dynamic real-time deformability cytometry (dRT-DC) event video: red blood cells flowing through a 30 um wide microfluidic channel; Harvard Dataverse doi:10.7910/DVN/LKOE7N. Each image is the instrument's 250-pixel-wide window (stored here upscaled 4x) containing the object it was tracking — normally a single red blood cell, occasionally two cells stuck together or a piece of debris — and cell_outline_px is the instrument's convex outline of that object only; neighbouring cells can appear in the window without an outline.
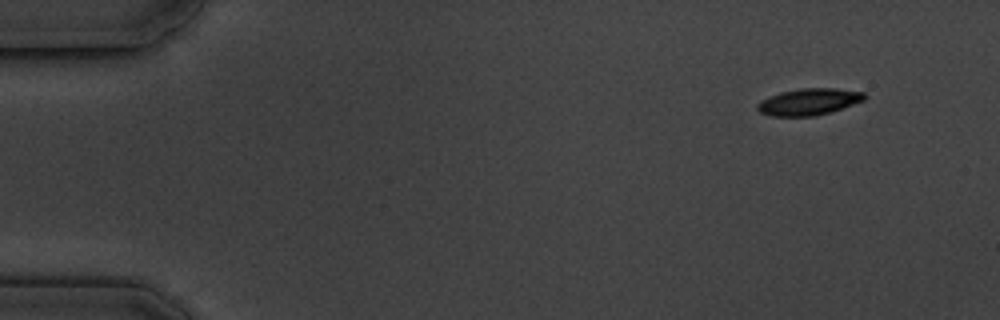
{"species": "common noctule bat (a hibernating species)", "species_latin": "Nyctalus noctula", "temperature_condition": "cold", "stored_images_in_passage": 8, "camera_frame_rate_fps": 3000, "um_per_image_px": 0.085, "animal": {"sex": "male", "body_mass_g": 19.5, "forearm_length_mm": 54.6}, "frame": {"image": 1, "passage_image": 1, "time_ms": 0.0, "image_size_px": [1000, 320], "cell_outline_px": [[868, 96], [864, 100], [832, 112], [816, 116], [772, 116], [760, 112], [756, 108], [756, 104], [760, 100], [768, 96], [780, 92], [800, 88], [836, 88], [864, 92]], "centroid_in_image_um": [68.75, 8.65], "position_along_channel_um": 16.3, "area_um2": 16.88}}
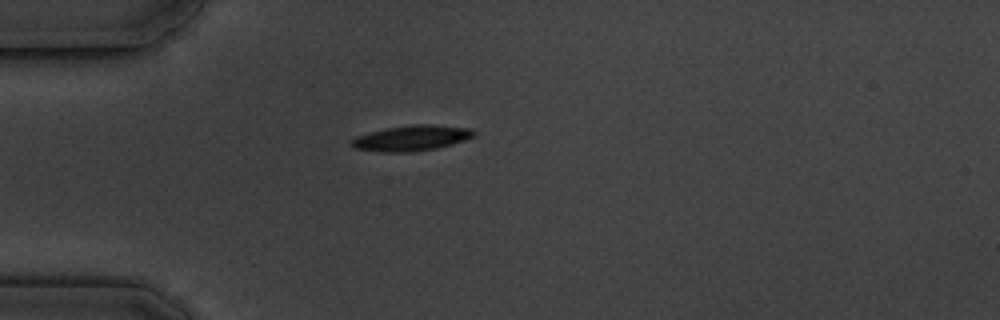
{"frame": {"image": 2, "passage_image": 4, "time_ms": 3.667, "image_size_px": [1000, 320], "cell_outline_px": [[476, 136], [452, 144], [436, 148], [408, 152], [380, 152], [356, 148], [348, 144], [348, 140], [356, 136], [388, 128], [412, 124], [432, 124], [472, 128], [476, 132]], "centroid_in_image_um": [34.99, 11.73], "position_along_channel_um": 50.0, "area_um2": 18.26}}
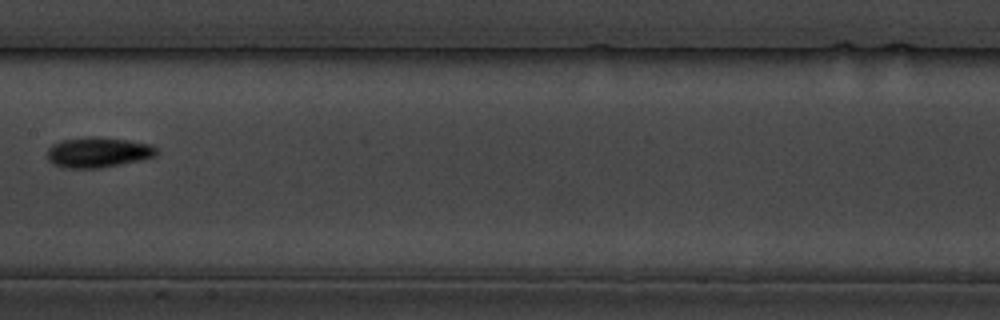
{"frame": {"image": 3, "passage_image": 8, "time_ms": 8.333, "image_size_px": [1000, 320], "cell_outline_px": [[156, 156], [140, 160], [100, 168], [64, 168], [52, 164], [48, 160], [48, 148], [52, 144], [60, 140], [88, 136], [96, 136], [128, 140], [152, 144], [156, 148]], "centroid_in_image_um": [8.3, 12.94], "position_along_channel_um": 199.1, "area_um2": 19.48}}